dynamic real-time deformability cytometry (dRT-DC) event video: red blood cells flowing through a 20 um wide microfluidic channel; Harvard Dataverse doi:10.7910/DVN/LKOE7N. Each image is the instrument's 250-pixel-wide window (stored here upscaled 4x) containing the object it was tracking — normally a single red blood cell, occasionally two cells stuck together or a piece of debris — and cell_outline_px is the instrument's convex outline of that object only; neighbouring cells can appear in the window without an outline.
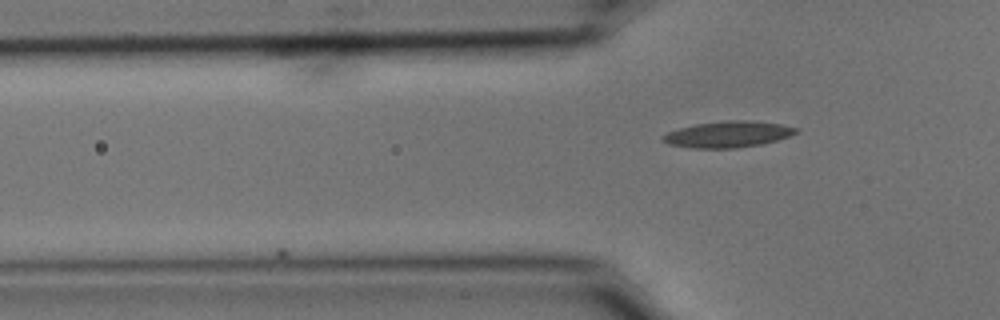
{"species": "common noctule bat (a hibernating species)", "species_latin": "Nyctalus noctula", "temperature_condition": "cold", "stored_images_in_passage": 5, "camera_frame_rate_fps": 3000, "um_per_image_px": 0.085, "animal": {"sex": "male", "body_mass_g": 15.6}, "frame": {"image": 1, "passage_image": 5, "time_ms": 1.333, "image_size_px": [1000, 320], "cell_outline_px": [[796, 132], [788, 136], [776, 140], [760, 144], [736, 148], [692, 148], [668, 144], [660, 140], [660, 136], [668, 132], [680, 128], [696, 124], [724, 120], [744, 120], [780, 124], [796, 128]], "centroid_in_image_um": [61.79, 11.42], "position_along_channel_um": 64.0, "area_um2": 20.11}}